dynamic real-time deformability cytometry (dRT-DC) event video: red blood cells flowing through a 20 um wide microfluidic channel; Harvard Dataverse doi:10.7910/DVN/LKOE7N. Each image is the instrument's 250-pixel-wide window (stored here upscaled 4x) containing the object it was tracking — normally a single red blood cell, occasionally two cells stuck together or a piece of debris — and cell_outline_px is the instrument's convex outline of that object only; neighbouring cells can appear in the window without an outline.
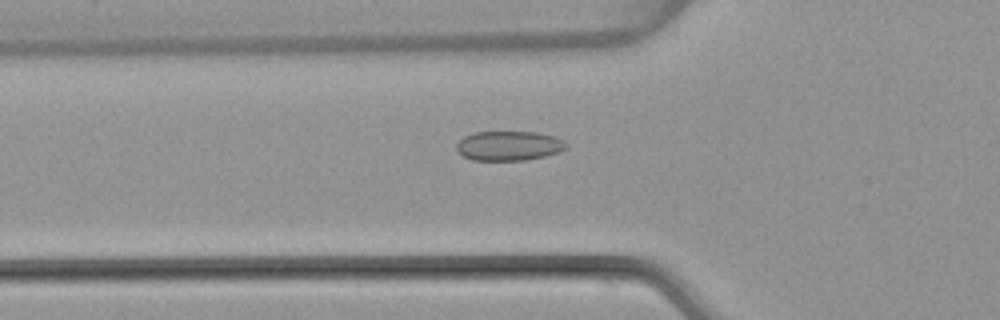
{"species": "common noctule bat (a hibernating species)", "species_latin": "Nyctalus noctula", "temperature_condition": "warm", "stored_images_in_passage": 41, "camera_frame_rate_fps": 3000, "um_per_image_px": 0.085, "animal": {"sex": "female", "body_mass_g": 22.7, "forearm_length_mm": 54.2}, "frame": {"image": 1, "passage_image": 8, "time_ms": 2.333, "image_size_px": [1000, 320], "cell_outline_px": [[568, 148], [560, 152], [544, 156], [524, 160], [472, 160], [456, 152], [456, 144], [464, 136], [476, 132], [536, 132], [552, 136], [564, 140], [568, 144]], "centroid_in_image_um": [43.26, 12.39], "position_along_channel_um": 82.5, "area_um2": 18.96}}
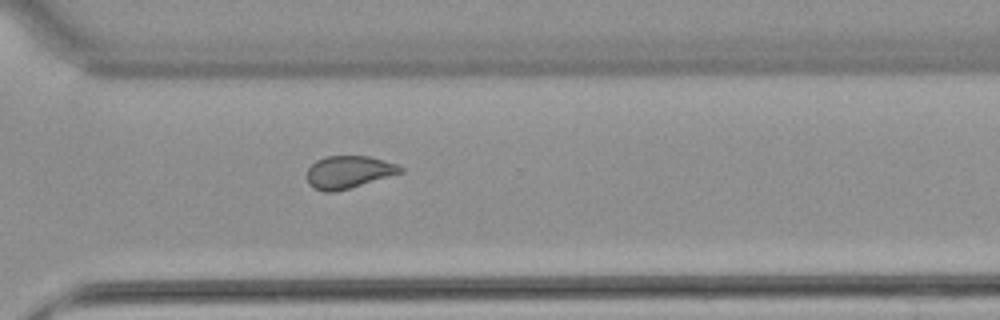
{"frame": {"image": 2, "passage_image": 27, "time_ms": 8.667, "image_size_px": [1000, 320], "cell_outline_px": [[404, 172], [348, 188], [332, 192], [324, 192], [312, 188], [308, 184], [308, 168], [316, 160], [324, 156], [368, 156], [396, 164], [404, 168]], "centroid_in_image_um": [29.61, 14.62], "position_along_channel_um": 341.0, "area_um2": 17.57}}
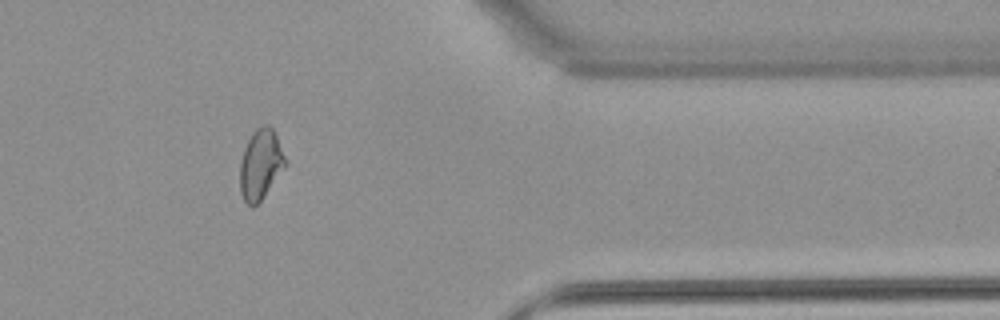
{"frame": {"image": 3, "passage_image": 32, "time_ms": 10.333, "image_size_px": [1000, 320], "cell_outline_px": [[288, 164], [264, 196], [252, 208], [244, 200], [240, 192], [240, 164], [244, 148], [252, 132], [256, 128], [264, 124], [268, 124], [272, 128], [276, 136]], "centroid_in_image_um": [22.15, 13.97], "position_along_channel_um": 389.2, "area_um2": 18.5}, "authors_computed_cell_mechanics": {"area_um2": 18.6116, "velocity_mm_per_s": 4.0746, "shape_relaxation_time_tau1_ms": null, "shape_relaxation_time_tau2_ms": 1.5917, "deformation_change_tau1": null, "deformation_change_tau2": 0.0613}}